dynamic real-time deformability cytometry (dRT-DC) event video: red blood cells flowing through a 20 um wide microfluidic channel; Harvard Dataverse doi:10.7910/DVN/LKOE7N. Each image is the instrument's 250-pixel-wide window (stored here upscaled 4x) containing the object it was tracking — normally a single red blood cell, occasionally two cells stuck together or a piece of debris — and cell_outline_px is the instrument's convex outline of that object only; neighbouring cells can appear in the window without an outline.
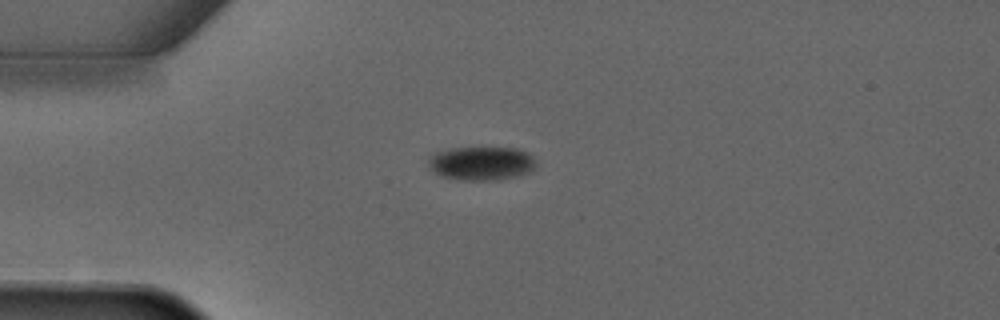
{"species": "common noctule bat (a hibernating species)", "species_latin": "Nyctalus noctula", "temperature_condition": "warm", "stored_images_in_passage": 3, "camera_frame_rate_fps": 3000, "um_per_image_px": 0.085, "animal": {"sex": "male", "forearm_length_mm": 52.5}, "frame": {"image": 1, "passage_image": 2, "time_ms": 2.0, "image_size_px": [1000, 320], "cell_outline_px": [[536, 168], [532, 172], [520, 176], [500, 180], [460, 180], [440, 176], [428, 168], [428, 156], [432, 152], [448, 148], [520, 148], [528, 152], [536, 160]], "centroid_in_image_um": [40.92, 13.89], "position_along_channel_um": 44.1, "area_um2": 21.91}}